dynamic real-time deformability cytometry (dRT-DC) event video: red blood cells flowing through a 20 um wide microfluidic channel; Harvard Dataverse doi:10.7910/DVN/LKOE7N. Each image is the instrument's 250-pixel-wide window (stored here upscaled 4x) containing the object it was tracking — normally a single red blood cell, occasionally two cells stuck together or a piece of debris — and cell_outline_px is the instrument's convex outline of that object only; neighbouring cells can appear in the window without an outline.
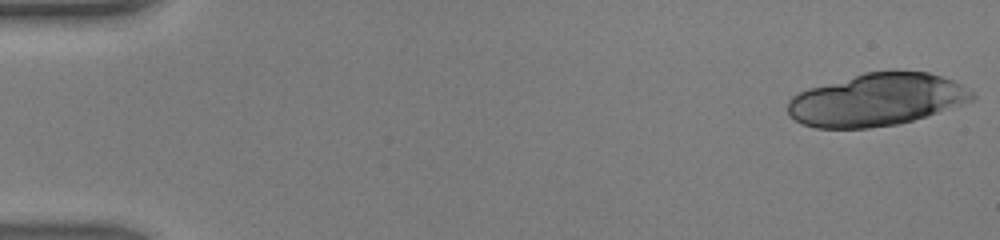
{"species": "human", "species_latin": "Homo sapiens", "temperature_condition": "warm", "stored_images_in_passage": 36, "camera_frame_rate_fps": 3000, "um_per_image_px": 0.085, "donor": {"sex": "male"}, "frame": {"image": 1, "passage_image": 1, "time_ms": 0.0, "image_size_px": [1000, 240], "cell_outline_px": [[976, 96], [972, 100], [912, 120], [896, 124], [868, 128], [816, 128], [800, 124], [788, 112], [788, 100], [792, 96], [808, 88], [864, 72], [928, 72], [952, 80], [960, 84], [972, 92]], "centroid_in_image_um": [74.46, 8.48], "position_along_channel_um": 10.5, "area_um2": 55.6}}